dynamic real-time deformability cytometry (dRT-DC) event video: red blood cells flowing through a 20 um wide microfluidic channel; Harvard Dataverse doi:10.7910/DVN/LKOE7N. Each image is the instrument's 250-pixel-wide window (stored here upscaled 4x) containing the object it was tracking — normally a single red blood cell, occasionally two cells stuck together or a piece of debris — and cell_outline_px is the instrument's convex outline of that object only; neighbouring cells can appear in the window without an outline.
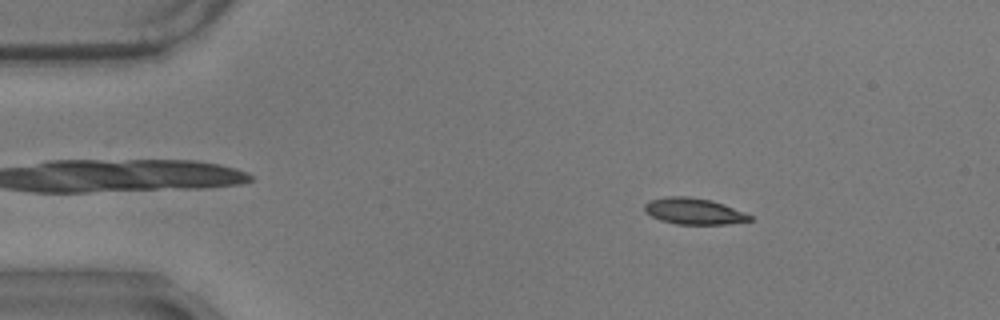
{"species": "common noctule bat (a hibernating species)", "species_latin": "Nyctalus noctula", "temperature_condition": "warm", "stored_images_in_passage": 58, "camera_frame_rate_fps": 3000, "um_per_image_px": 0.085, "animal": {"sex": "male", "body_mass_g": 17.9}, "frame": {"image": 1, "passage_image": 9, "time_ms": 2.667, "image_size_px": [1000, 320], "cell_outline_px": [[752, 220], [724, 224], [676, 224], [660, 220], [644, 212], [644, 204], [652, 200], [668, 196], [688, 196], [712, 200], [724, 204], [744, 212], [752, 216]], "centroid_in_image_um": [58.96, 17.95], "position_along_channel_um": 26.0, "area_um2": 16.07}}
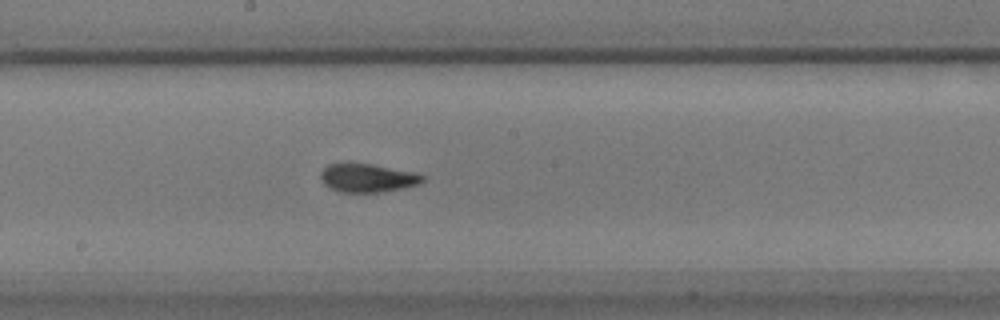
{"frame": {"image": 2, "passage_image": 31, "time_ms": 10.0, "image_size_px": [1000, 320], "cell_outline_px": [[424, 180], [420, 184], [380, 192], [340, 192], [324, 184], [320, 180], [320, 172], [328, 164], [344, 160], [348, 160], [372, 164], [416, 172], [424, 176]], "centroid_in_image_um": [31.18, 15.07], "position_along_channel_um": 217.0, "area_um2": 17.46}}
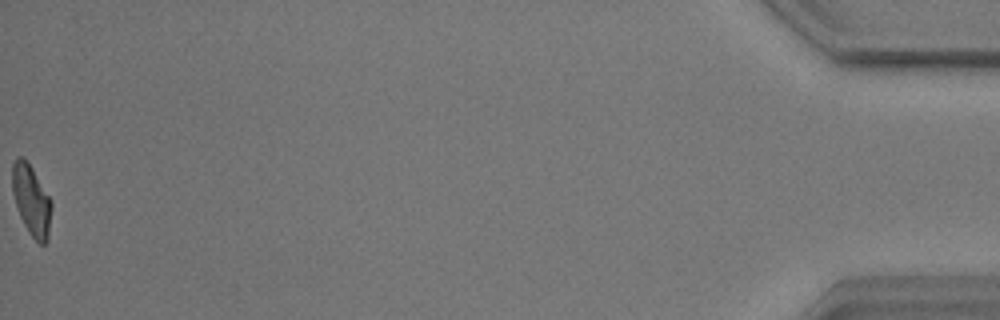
{"frame": {"image": 3, "passage_image": 58, "time_ms": 19.0, "image_size_px": [1000, 320], "cell_outline_px": [[52, 208], [48, 240], [44, 244], [40, 244], [28, 232], [20, 216], [12, 192], [12, 164], [16, 156], [24, 156], [32, 168], [52, 200]], "centroid_in_image_um": [2.67, 17.0], "position_along_channel_um": 432.5, "area_um2": 16.3}, "authors_computed_cell_mechanics": {"area_um2": 16.4152, "velocity_mm_per_s": 3.4932, "shape_relaxation_time_tau1_ms": 9.1332, "shape_relaxation_time_tau2_ms": 2.6752, "deformation_change_tau1": 0.2414, "deformation_change_tau2": 0.0802}}